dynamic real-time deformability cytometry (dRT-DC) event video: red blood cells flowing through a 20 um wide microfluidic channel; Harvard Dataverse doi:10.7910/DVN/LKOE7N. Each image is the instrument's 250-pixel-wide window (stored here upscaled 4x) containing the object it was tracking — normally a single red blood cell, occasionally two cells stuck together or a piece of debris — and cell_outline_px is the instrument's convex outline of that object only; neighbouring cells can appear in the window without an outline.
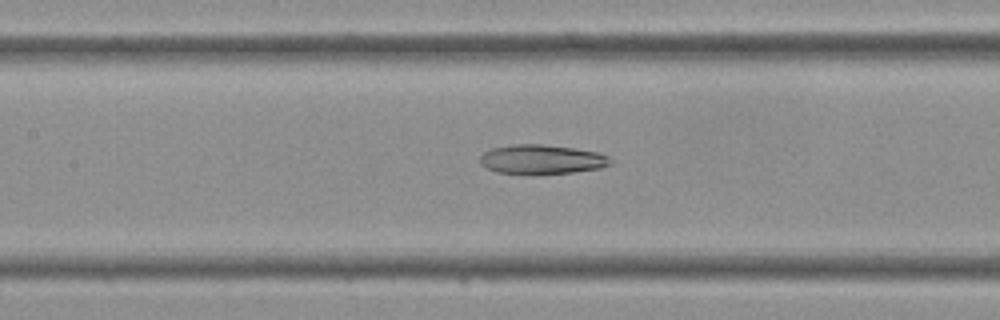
{"species": "Egyptian fruit bat (a non-hibernating species)", "species_latin": "Rousettus aegyptiacus", "temperature_condition": "cold", "stored_images_in_passage": 30, "camera_frame_rate_fps": 3000, "um_per_image_px": 0.085, "frame": {"image": 1, "passage_image": 7, "time_ms": 2.0, "image_size_px": [1000, 320], "cell_outline_px": [[612, 164], [600, 168], [572, 172], [496, 172], [480, 164], [480, 156], [484, 152], [492, 148], [516, 144], [544, 144], [576, 148], [600, 152], [608, 156], [612, 160]], "centroid_in_image_um": [46.1, 13.51], "position_along_channel_um": 161.3, "area_um2": 21.85}}
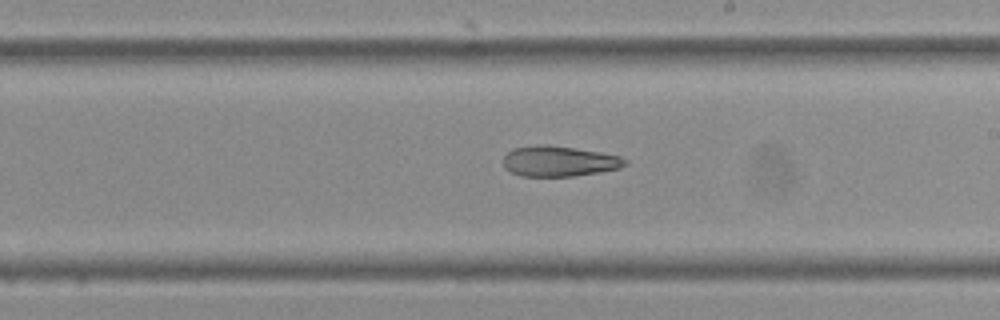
{"frame": {"image": 2, "passage_image": 12, "time_ms": 3.667, "image_size_px": [1000, 320], "cell_outline_px": [[628, 164], [620, 168], [600, 172], [572, 176], [520, 176], [504, 168], [504, 156], [512, 148], [540, 144], [548, 144], [600, 152], [620, 156], [628, 160]], "centroid_in_image_um": [47.53, 13.7], "position_along_channel_um": 241.5, "area_um2": 21.73}}
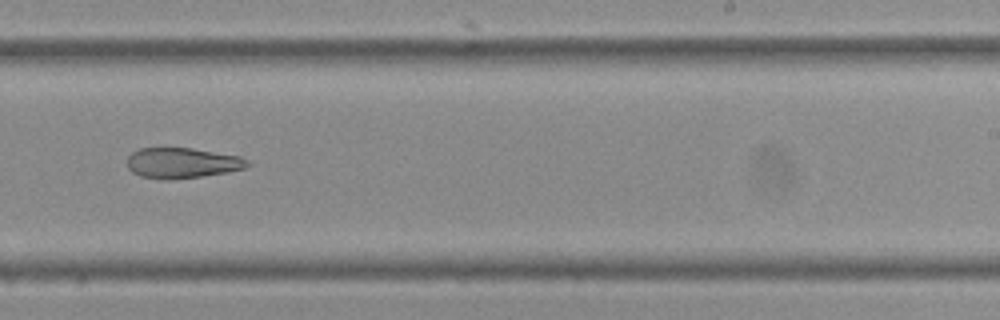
{"frame": {"image": 3, "passage_image": 14, "time_ms": 4.333, "image_size_px": [1000, 320], "cell_outline_px": [[252, 164], [244, 168], [228, 172], [200, 176], [168, 180], [160, 180], [140, 176], [132, 172], [128, 168], [128, 156], [132, 152], [140, 148], [192, 148], [240, 156], [248, 160]], "centroid_in_image_um": [15.48, 13.85], "position_along_channel_um": 273.5, "area_um2": 21.44}}